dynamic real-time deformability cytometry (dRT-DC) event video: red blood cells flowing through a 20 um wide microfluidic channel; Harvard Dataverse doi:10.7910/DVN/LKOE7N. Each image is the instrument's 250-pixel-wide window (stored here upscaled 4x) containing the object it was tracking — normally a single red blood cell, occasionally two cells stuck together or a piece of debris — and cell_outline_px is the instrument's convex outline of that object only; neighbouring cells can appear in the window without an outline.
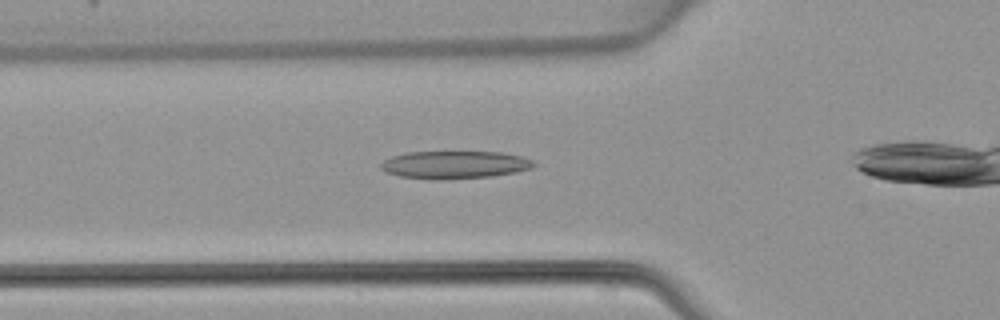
{"species": "common noctule bat (a hibernating species)", "species_latin": "Nyctalus noctula", "temperature_condition": "warm", "stored_images_in_passage": 31, "camera_frame_rate_fps": 3000, "um_per_image_px": 0.085, "animal": {"sex": "female", "body_mass_g": 22.7, "forearm_length_mm": 54.2}, "frame": {"image": 1, "passage_image": 9, "time_ms": 2.667, "image_size_px": [1000, 320], "cell_outline_px": [[536, 164], [532, 168], [516, 172], [492, 176], [448, 180], [432, 180], [400, 176], [384, 172], [380, 168], [380, 164], [384, 160], [392, 156], [404, 152], [504, 152], [520, 156], [532, 160]], "centroid_in_image_um": [38.62, 14.01], "position_along_channel_um": 87.2, "area_um2": 25.03}}
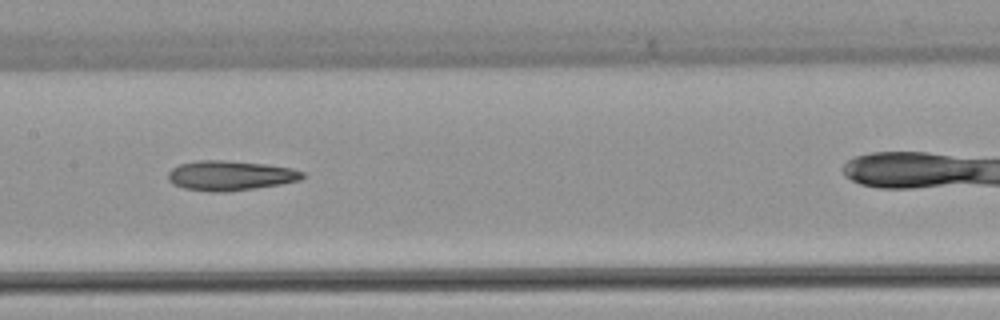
{"frame": {"image": 2, "passage_image": 16, "time_ms": 5.0, "image_size_px": [1000, 320], "cell_outline_px": [[304, 176], [300, 180], [280, 184], [256, 188], [228, 192], [208, 192], [184, 188], [172, 184], [168, 180], [168, 172], [172, 168], [180, 164], [196, 160], [224, 160], [264, 164], [292, 168], [304, 172]], "centroid_in_image_um": [19.54, 14.93], "position_along_channel_um": 187.9, "area_um2": 23.47}}
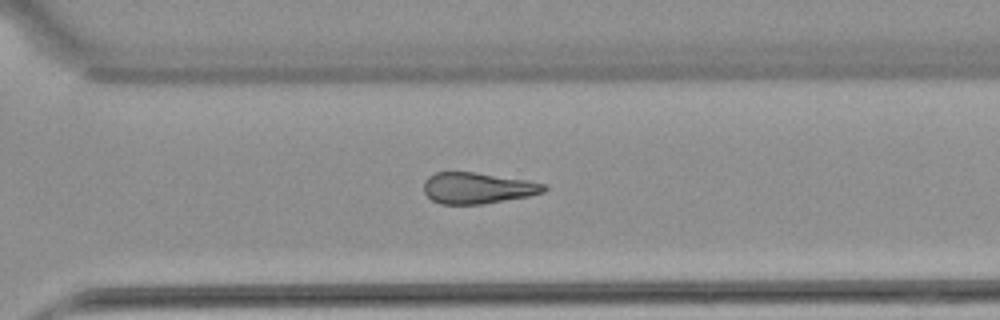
{"frame": {"image": 3, "passage_image": 26, "time_ms": 8.333, "image_size_px": [1000, 320], "cell_outline_px": [[548, 188], [544, 192], [528, 196], [484, 204], [440, 204], [432, 200], [424, 192], [424, 180], [428, 176], [436, 172], [476, 172], [528, 180], [548, 184]], "centroid_in_image_um": [40.61, 15.98], "position_along_channel_um": 330.0, "area_um2": 22.02}}